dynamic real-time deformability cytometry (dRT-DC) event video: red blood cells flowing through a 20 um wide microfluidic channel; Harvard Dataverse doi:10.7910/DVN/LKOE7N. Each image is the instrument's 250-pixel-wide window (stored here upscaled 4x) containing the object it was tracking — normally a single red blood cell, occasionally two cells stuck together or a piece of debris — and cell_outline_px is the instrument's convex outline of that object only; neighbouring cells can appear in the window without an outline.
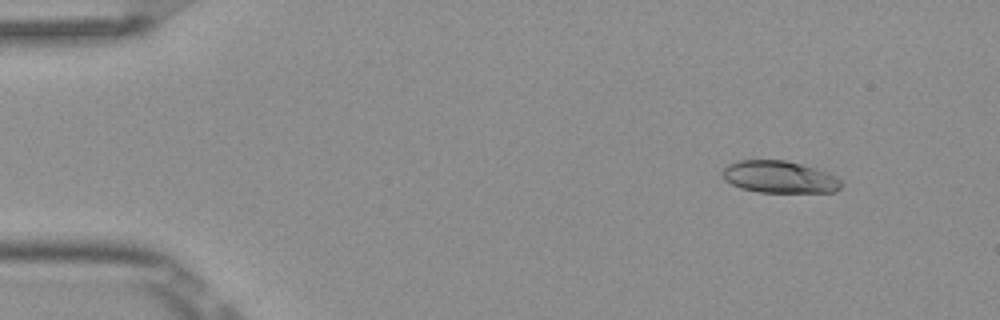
{"species": "Egyptian fruit bat (a non-hibernating species)", "species_latin": "Rousettus aegyptiacus", "temperature_condition": "room temperature", "stored_images_in_passage": 4, "camera_frame_rate_fps": 3000, "um_per_image_px": 0.085, "frame": {"image": 1, "passage_image": 2, "time_ms": 0.333, "image_size_px": [1000, 320], "cell_outline_px": [[844, 184], [836, 192], [760, 192], [740, 188], [724, 180], [720, 172], [728, 164], [736, 160], [784, 160], [816, 168], [828, 172], [844, 180]], "centroid_in_image_um": [66.27, 15.04], "position_along_channel_um": 18.7, "area_um2": 22.54}}
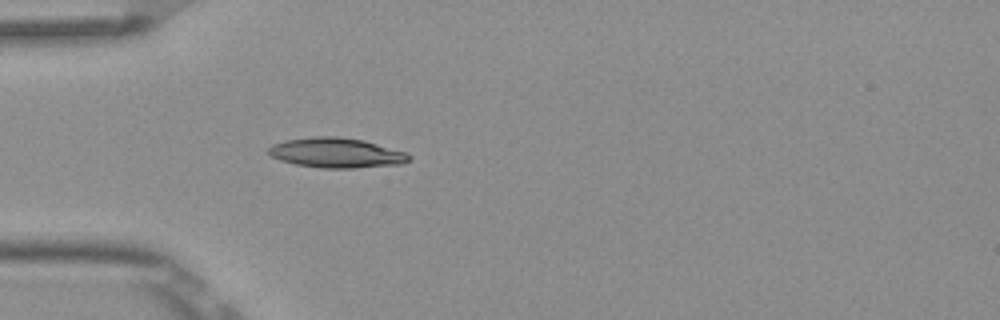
{"frame": {"image": 2, "passage_image": 4, "time_ms": 1.0, "image_size_px": [1000, 320], "cell_outline_px": [[412, 160], [404, 164], [352, 168], [320, 168], [296, 164], [280, 160], [272, 156], [268, 152], [268, 148], [272, 144], [284, 140], [312, 136], [336, 136], [364, 140], [408, 152], [412, 156]], "centroid_in_image_um": [28.64, 12.98], "position_along_channel_um": 56.4, "area_um2": 24.85}}